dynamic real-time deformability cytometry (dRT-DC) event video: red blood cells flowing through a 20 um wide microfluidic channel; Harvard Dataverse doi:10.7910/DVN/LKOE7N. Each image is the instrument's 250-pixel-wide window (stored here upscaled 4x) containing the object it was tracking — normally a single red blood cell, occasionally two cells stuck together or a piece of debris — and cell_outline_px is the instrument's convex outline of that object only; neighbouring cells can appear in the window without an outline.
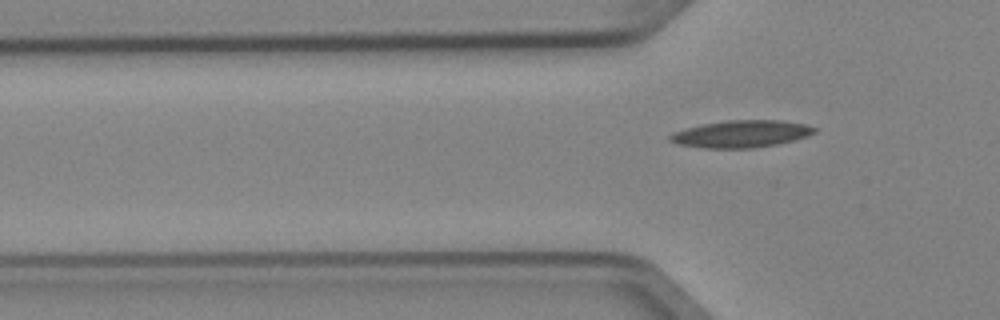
{"species": "Egyptian fruit bat (a non-hibernating species)", "species_latin": "Rousettus aegyptiacus", "temperature_condition": "cold", "stored_images_in_passage": 6, "segment_of_instrument_passage": [2, 2], "camera_frame_rate_fps": 3000, "um_per_image_px": 0.085, "animal": {"sex": "female"}, "frame": {"image": 1, "passage_image": 6, "time_ms": 1.667, "image_size_px": [1000, 320], "cell_outline_px": [[816, 132], [808, 136], [796, 140], [776, 144], [752, 148], [704, 148], [680, 144], [668, 140], [668, 136], [672, 132], [684, 128], [704, 124], [728, 120], [780, 120], [804, 124], [816, 128]], "centroid_in_image_um": [63.0, 11.38], "position_along_channel_um": 62.8, "area_um2": 22.83}}